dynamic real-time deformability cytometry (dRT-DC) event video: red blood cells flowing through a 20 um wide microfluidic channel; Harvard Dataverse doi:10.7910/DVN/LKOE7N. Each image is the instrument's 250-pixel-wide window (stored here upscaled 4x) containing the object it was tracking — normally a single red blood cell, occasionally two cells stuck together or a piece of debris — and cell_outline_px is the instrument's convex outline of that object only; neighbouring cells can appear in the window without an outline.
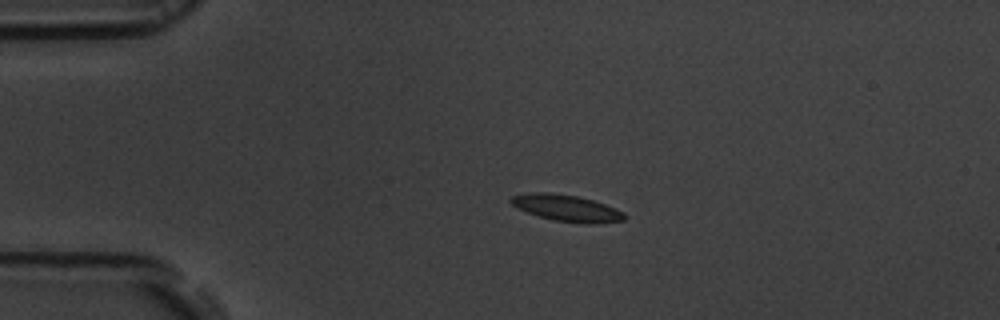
{"species": "common noctule bat (a hibernating species)", "species_latin": "Nyctalus noctula", "temperature_condition": "room temperature", "stored_images_in_passage": 45, "camera_frame_rate_fps": 3000, "um_per_image_px": 0.085, "animal": {"sex": "male", "body_mass_g": 19.5, "forearm_length_mm": 54.6}, "frame": {"image": 1, "passage_image": 1, "time_ms": 0.0, "image_size_px": [1000, 320], "cell_outline_px": [[624, 220], [592, 224], [580, 224], [552, 220], [528, 212], [512, 204], [508, 200], [512, 196], [528, 192], [548, 192], [576, 196], [592, 200], [604, 204], [624, 212]], "centroid_in_image_um": [48.15, 17.69], "position_along_channel_um": 36.9, "area_um2": 17.4}}
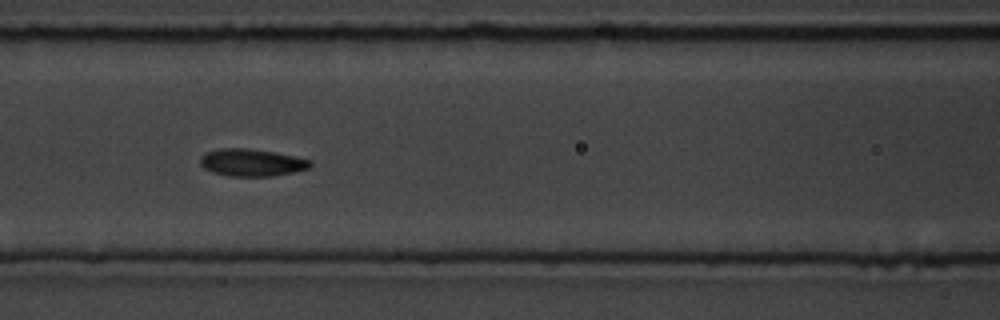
{"frame": {"image": 2, "passage_image": 13, "time_ms": 4.0, "image_size_px": [1000, 320], "cell_outline_px": [[312, 164], [308, 168], [292, 172], [272, 176], [228, 176], [212, 172], [204, 168], [200, 164], [200, 156], [204, 152], [220, 148], [244, 148], [272, 152], [312, 160]], "centroid_in_image_um": [21.33, 13.81], "position_along_channel_um": 145.3, "area_um2": 17.4}}
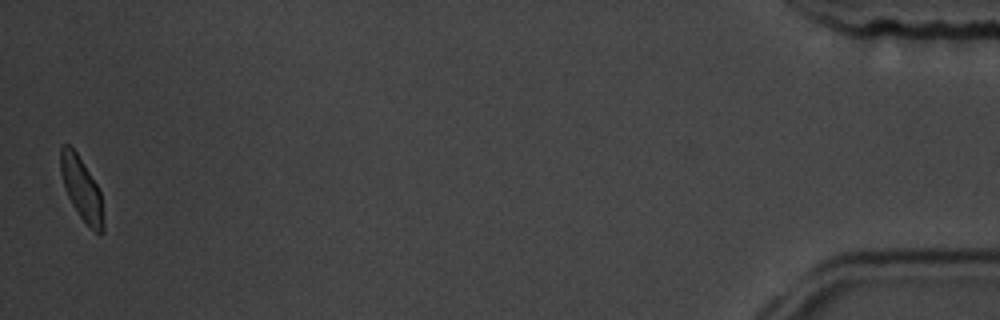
{"frame": {"image": 3, "passage_image": 44, "time_ms": 14.333, "image_size_px": [1000, 320], "cell_outline_px": [[104, 232], [100, 236], [80, 216], [72, 204], [68, 196], [60, 172], [60, 148], [64, 144], [68, 144], [76, 152], [96, 184], [100, 192], [104, 224]], "centroid_in_image_um": [6.93, 16.06], "position_along_channel_um": 428.3, "area_um2": 15.32}, "authors_computed_cell_mechanics": {"area_um2": 16.9354, "velocity_mm_per_s": 3.6446, "shape_relaxation_time_tau1_ms": 2.847, "shape_relaxation_time_tau2_ms": 1.3436, "deformation_change_tau1": 0.0912, "deformation_change_tau2": 0.0579}}